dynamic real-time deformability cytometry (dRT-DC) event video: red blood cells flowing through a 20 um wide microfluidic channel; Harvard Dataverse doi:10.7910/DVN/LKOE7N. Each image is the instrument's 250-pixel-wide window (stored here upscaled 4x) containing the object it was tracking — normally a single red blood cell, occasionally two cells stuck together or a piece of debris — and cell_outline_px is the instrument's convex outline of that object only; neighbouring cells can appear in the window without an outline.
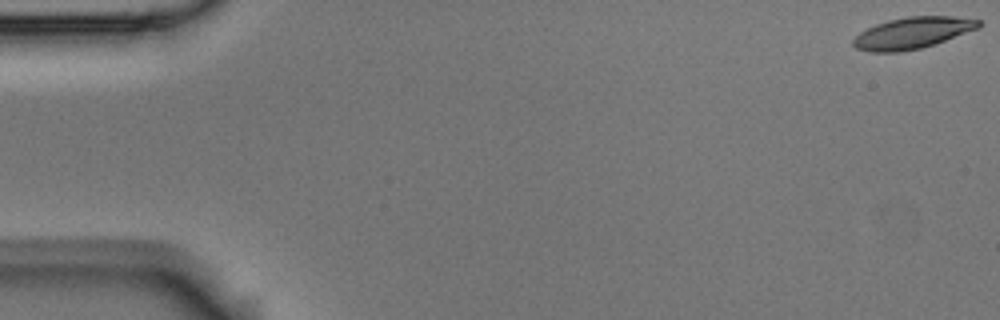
{"species": "Egyptian fruit bat (a non-hibernating species)", "species_latin": "Rousettus aegyptiacus", "temperature_condition": "room temperature", "stored_images_in_passage": 5, "camera_frame_rate_fps": 3000, "um_per_image_px": 0.085, "animal": {"sex": "male"}, "frame": {"image": 1, "passage_image": 1, "time_ms": 0.0, "image_size_px": [1000, 320], "cell_outline_px": [[980, 28], [920, 48], [900, 52], [872, 52], [856, 48], [852, 44], [852, 40], [860, 32], [876, 24], [888, 20], [908, 16], [952, 16], [980, 20]], "centroid_in_image_um": [77.54, 2.79], "position_along_channel_um": 7.5, "area_um2": 22.77}}
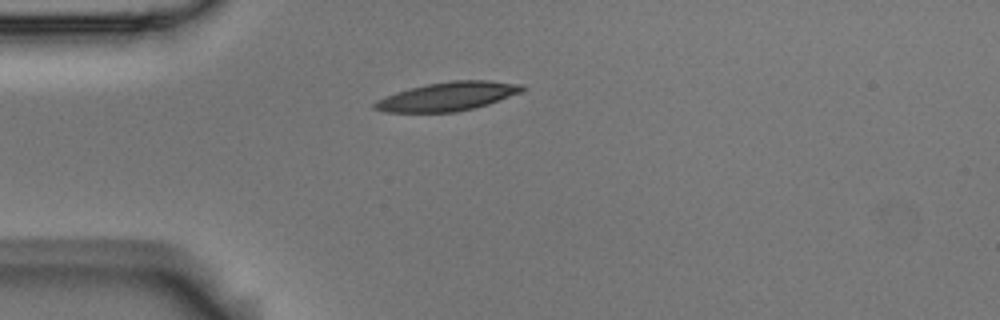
{"frame": {"image": 2, "passage_image": 5, "time_ms": 1.333, "image_size_px": [1000, 320], "cell_outline_px": [[524, 92], [476, 108], [456, 112], [388, 112], [372, 108], [372, 104], [376, 100], [384, 96], [396, 92], [428, 84], [452, 80], [488, 80], [524, 84]], "centroid_in_image_um": [38.09, 8.19], "position_along_channel_um": 46.9, "area_um2": 24.85}}